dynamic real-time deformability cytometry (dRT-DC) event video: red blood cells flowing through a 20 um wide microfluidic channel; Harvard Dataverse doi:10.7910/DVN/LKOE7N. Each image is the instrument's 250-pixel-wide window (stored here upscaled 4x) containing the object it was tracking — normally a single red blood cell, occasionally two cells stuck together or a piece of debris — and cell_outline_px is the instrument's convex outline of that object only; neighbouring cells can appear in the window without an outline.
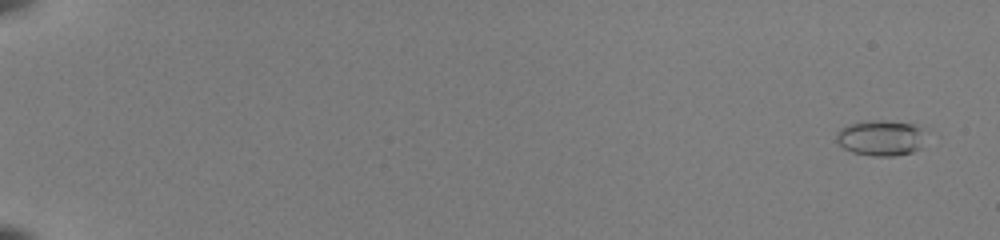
{"species": "common noctule bat (a hibernating species)", "species_latin": "Nyctalus noctula", "temperature_condition": "room temperature", "stored_images_in_passage": 54, "camera_frame_rate_fps": 3000, "um_per_image_px": 0.085, "animal": {"sex": "female", "body_mass_g": 22.0, "forearm_length_mm": 56.7}, "frame": {"image": 1, "passage_image": 3, "time_ms": 0.667, "image_size_px": [1000, 240], "cell_outline_px": [[920, 148], [912, 152], [896, 156], [872, 156], [852, 152], [844, 148], [836, 140], [836, 132], [840, 128], [852, 124], [872, 120], [884, 120], [912, 124], [920, 128]], "centroid_in_image_um": [74.79, 11.73], "position_along_channel_um": 10.2, "area_um2": 18.09}}
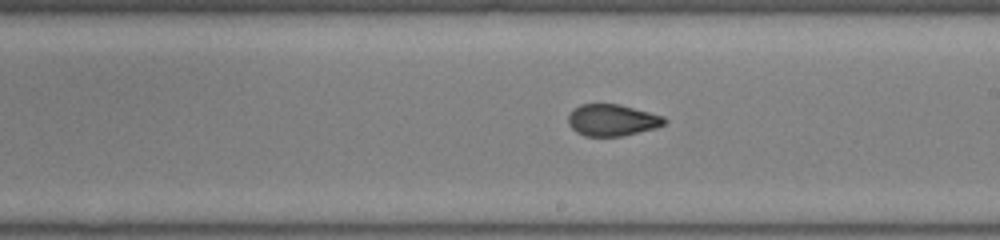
{"frame": {"image": 2, "passage_image": 35, "time_ms": 11.333, "image_size_px": [1000, 240], "cell_outline_px": [[668, 120], [664, 124], [656, 128], [620, 136], [584, 136], [576, 132], [568, 124], [568, 116], [572, 108], [580, 104], [620, 104], [664, 116]], "centroid_in_image_um": [52.02, 10.2], "position_along_channel_um": 237.0, "area_um2": 17.86}}
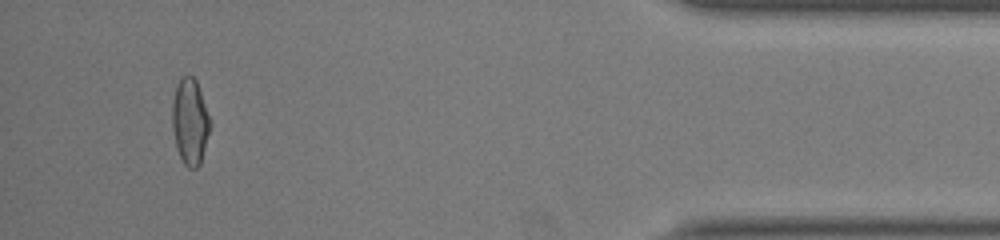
{"frame": {"image": 3, "passage_image": 52, "time_ms": 17.0, "image_size_px": [1000, 240], "cell_outline_px": [[208, 132], [200, 164], [196, 168], [188, 168], [184, 164], [176, 148], [172, 128], [172, 104], [176, 84], [180, 76], [192, 76], [196, 80], [208, 116]], "centroid_in_image_um": [16.09, 10.33], "position_along_channel_um": 419.1, "area_um2": 18.5}, "authors_computed_cell_mechanics": {"area_um2": 18.0047, "velocity_mm_per_s": 4.031, "shape_relaxation_time_tau1_ms": 10.7123, "shape_relaxation_time_tau2_ms": 1.0961, "deformation_change_tau1": 0.2707, "deformation_change_tau2": 0.0743}}